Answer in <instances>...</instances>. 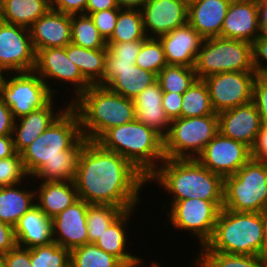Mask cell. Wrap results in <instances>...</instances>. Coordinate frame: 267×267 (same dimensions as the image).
I'll return each mask as SVG.
<instances>
[{
	"label": "cell",
	"instance_id": "24",
	"mask_svg": "<svg viewBox=\"0 0 267 267\" xmlns=\"http://www.w3.org/2000/svg\"><path fill=\"white\" fill-rule=\"evenodd\" d=\"M232 0H201L188 7V23L204 38L220 37Z\"/></svg>",
	"mask_w": 267,
	"mask_h": 267
},
{
	"label": "cell",
	"instance_id": "19",
	"mask_svg": "<svg viewBox=\"0 0 267 267\" xmlns=\"http://www.w3.org/2000/svg\"><path fill=\"white\" fill-rule=\"evenodd\" d=\"M260 34L257 0H232L220 37L253 43Z\"/></svg>",
	"mask_w": 267,
	"mask_h": 267
},
{
	"label": "cell",
	"instance_id": "43",
	"mask_svg": "<svg viewBox=\"0 0 267 267\" xmlns=\"http://www.w3.org/2000/svg\"><path fill=\"white\" fill-rule=\"evenodd\" d=\"M144 40L107 43V52L114 58L125 61H135Z\"/></svg>",
	"mask_w": 267,
	"mask_h": 267
},
{
	"label": "cell",
	"instance_id": "23",
	"mask_svg": "<svg viewBox=\"0 0 267 267\" xmlns=\"http://www.w3.org/2000/svg\"><path fill=\"white\" fill-rule=\"evenodd\" d=\"M53 104L54 102L51 100L43 108L14 120L12 136L17 153H21L29 146L70 106V103L66 104L67 106L65 105L63 110L57 109L58 112H55Z\"/></svg>",
	"mask_w": 267,
	"mask_h": 267
},
{
	"label": "cell",
	"instance_id": "61",
	"mask_svg": "<svg viewBox=\"0 0 267 267\" xmlns=\"http://www.w3.org/2000/svg\"><path fill=\"white\" fill-rule=\"evenodd\" d=\"M0 267H6L2 257H0Z\"/></svg>",
	"mask_w": 267,
	"mask_h": 267
},
{
	"label": "cell",
	"instance_id": "38",
	"mask_svg": "<svg viewBox=\"0 0 267 267\" xmlns=\"http://www.w3.org/2000/svg\"><path fill=\"white\" fill-rule=\"evenodd\" d=\"M197 257L206 267H267L264 256L220 252H199Z\"/></svg>",
	"mask_w": 267,
	"mask_h": 267
},
{
	"label": "cell",
	"instance_id": "62",
	"mask_svg": "<svg viewBox=\"0 0 267 267\" xmlns=\"http://www.w3.org/2000/svg\"><path fill=\"white\" fill-rule=\"evenodd\" d=\"M143 264L141 263V264H139L138 266H136V267H146V265L144 266H142ZM149 267H153V262L151 263V265H149Z\"/></svg>",
	"mask_w": 267,
	"mask_h": 267
},
{
	"label": "cell",
	"instance_id": "51",
	"mask_svg": "<svg viewBox=\"0 0 267 267\" xmlns=\"http://www.w3.org/2000/svg\"><path fill=\"white\" fill-rule=\"evenodd\" d=\"M14 118L10 108L0 99V136L12 135Z\"/></svg>",
	"mask_w": 267,
	"mask_h": 267
},
{
	"label": "cell",
	"instance_id": "44",
	"mask_svg": "<svg viewBox=\"0 0 267 267\" xmlns=\"http://www.w3.org/2000/svg\"><path fill=\"white\" fill-rule=\"evenodd\" d=\"M252 102L260 114L262 123L267 124V76L256 75L253 83Z\"/></svg>",
	"mask_w": 267,
	"mask_h": 267
},
{
	"label": "cell",
	"instance_id": "5",
	"mask_svg": "<svg viewBox=\"0 0 267 267\" xmlns=\"http://www.w3.org/2000/svg\"><path fill=\"white\" fill-rule=\"evenodd\" d=\"M96 142L127 159L147 178L165 159L164 140L136 119L110 128Z\"/></svg>",
	"mask_w": 267,
	"mask_h": 267
},
{
	"label": "cell",
	"instance_id": "29",
	"mask_svg": "<svg viewBox=\"0 0 267 267\" xmlns=\"http://www.w3.org/2000/svg\"><path fill=\"white\" fill-rule=\"evenodd\" d=\"M51 8V0H0V20L30 28Z\"/></svg>",
	"mask_w": 267,
	"mask_h": 267
},
{
	"label": "cell",
	"instance_id": "27",
	"mask_svg": "<svg viewBox=\"0 0 267 267\" xmlns=\"http://www.w3.org/2000/svg\"><path fill=\"white\" fill-rule=\"evenodd\" d=\"M157 81V75L143 70L136 64L131 68L113 69L99 84L123 97L134 99L148 86Z\"/></svg>",
	"mask_w": 267,
	"mask_h": 267
},
{
	"label": "cell",
	"instance_id": "46",
	"mask_svg": "<svg viewBox=\"0 0 267 267\" xmlns=\"http://www.w3.org/2000/svg\"><path fill=\"white\" fill-rule=\"evenodd\" d=\"M2 259L6 267H32L30 249L18 245L2 256Z\"/></svg>",
	"mask_w": 267,
	"mask_h": 267
},
{
	"label": "cell",
	"instance_id": "9",
	"mask_svg": "<svg viewBox=\"0 0 267 267\" xmlns=\"http://www.w3.org/2000/svg\"><path fill=\"white\" fill-rule=\"evenodd\" d=\"M218 132V115L171 120L168 136L164 139V156L196 158Z\"/></svg>",
	"mask_w": 267,
	"mask_h": 267
},
{
	"label": "cell",
	"instance_id": "53",
	"mask_svg": "<svg viewBox=\"0 0 267 267\" xmlns=\"http://www.w3.org/2000/svg\"><path fill=\"white\" fill-rule=\"evenodd\" d=\"M132 65H135V61H125L114 59L108 52L105 58V66L103 79L113 70V69H125L131 68Z\"/></svg>",
	"mask_w": 267,
	"mask_h": 267
},
{
	"label": "cell",
	"instance_id": "13",
	"mask_svg": "<svg viewBox=\"0 0 267 267\" xmlns=\"http://www.w3.org/2000/svg\"><path fill=\"white\" fill-rule=\"evenodd\" d=\"M35 64L30 29L0 20V75L34 71Z\"/></svg>",
	"mask_w": 267,
	"mask_h": 267
},
{
	"label": "cell",
	"instance_id": "30",
	"mask_svg": "<svg viewBox=\"0 0 267 267\" xmlns=\"http://www.w3.org/2000/svg\"><path fill=\"white\" fill-rule=\"evenodd\" d=\"M18 185L0 187V220L12 227L36 205L35 188L22 190Z\"/></svg>",
	"mask_w": 267,
	"mask_h": 267
},
{
	"label": "cell",
	"instance_id": "26",
	"mask_svg": "<svg viewBox=\"0 0 267 267\" xmlns=\"http://www.w3.org/2000/svg\"><path fill=\"white\" fill-rule=\"evenodd\" d=\"M134 209L123 211L94 243L108 254L116 257L125 267H136L143 261L125 249L127 246V222Z\"/></svg>",
	"mask_w": 267,
	"mask_h": 267
},
{
	"label": "cell",
	"instance_id": "63",
	"mask_svg": "<svg viewBox=\"0 0 267 267\" xmlns=\"http://www.w3.org/2000/svg\"><path fill=\"white\" fill-rule=\"evenodd\" d=\"M153 267H161V265L159 263H157V262L156 263L154 262L153 263Z\"/></svg>",
	"mask_w": 267,
	"mask_h": 267
},
{
	"label": "cell",
	"instance_id": "59",
	"mask_svg": "<svg viewBox=\"0 0 267 267\" xmlns=\"http://www.w3.org/2000/svg\"><path fill=\"white\" fill-rule=\"evenodd\" d=\"M262 37L267 38V24L261 29V34Z\"/></svg>",
	"mask_w": 267,
	"mask_h": 267
},
{
	"label": "cell",
	"instance_id": "12",
	"mask_svg": "<svg viewBox=\"0 0 267 267\" xmlns=\"http://www.w3.org/2000/svg\"><path fill=\"white\" fill-rule=\"evenodd\" d=\"M256 71L223 72L209 75L206 83L211 104L218 114L222 111L252 102Z\"/></svg>",
	"mask_w": 267,
	"mask_h": 267
},
{
	"label": "cell",
	"instance_id": "60",
	"mask_svg": "<svg viewBox=\"0 0 267 267\" xmlns=\"http://www.w3.org/2000/svg\"><path fill=\"white\" fill-rule=\"evenodd\" d=\"M194 263V267H206L197 257Z\"/></svg>",
	"mask_w": 267,
	"mask_h": 267
},
{
	"label": "cell",
	"instance_id": "10",
	"mask_svg": "<svg viewBox=\"0 0 267 267\" xmlns=\"http://www.w3.org/2000/svg\"><path fill=\"white\" fill-rule=\"evenodd\" d=\"M5 75H0V99L10 108L14 120L53 100L54 95L34 71Z\"/></svg>",
	"mask_w": 267,
	"mask_h": 267
},
{
	"label": "cell",
	"instance_id": "50",
	"mask_svg": "<svg viewBox=\"0 0 267 267\" xmlns=\"http://www.w3.org/2000/svg\"><path fill=\"white\" fill-rule=\"evenodd\" d=\"M17 245L14 227L0 220V257Z\"/></svg>",
	"mask_w": 267,
	"mask_h": 267
},
{
	"label": "cell",
	"instance_id": "17",
	"mask_svg": "<svg viewBox=\"0 0 267 267\" xmlns=\"http://www.w3.org/2000/svg\"><path fill=\"white\" fill-rule=\"evenodd\" d=\"M262 121L253 102L218 113V130L228 138L253 148Z\"/></svg>",
	"mask_w": 267,
	"mask_h": 267
},
{
	"label": "cell",
	"instance_id": "6",
	"mask_svg": "<svg viewBox=\"0 0 267 267\" xmlns=\"http://www.w3.org/2000/svg\"><path fill=\"white\" fill-rule=\"evenodd\" d=\"M200 252L264 256L260 213L236 212L222 208L212 237L201 247Z\"/></svg>",
	"mask_w": 267,
	"mask_h": 267
},
{
	"label": "cell",
	"instance_id": "7",
	"mask_svg": "<svg viewBox=\"0 0 267 267\" xmlns=\"http://www.w3.org/2000/svg\"><path fill=\"white\" fill-rule=\"evenodd\" d=\"M266 206V163L251 158L234 175L224 177V209L260 213Z\"/></svg>",
	"mask_w": 267,
	"mask_h": 267
},
{
	"label": "cell",
	"instance_id": "22",
	"mask_svg": "<svg viewBox=\"0 0 267 267\" xmlns=\"http://www.w3.org/2000/svg\"><path fill=\"white\" fill-rule=\"evenodd\" d=\"M163 91L158 81L138 94L134 99L136 120L148 126L163 140L168 136L171 120L162 107Z\"/></svg>",
	"mask_w": 267,
	"mask_h": 267
},
{
	"label": "cell",
	"instance_id": "15",
	"mask_svg": "<svg viewBox=\"0 0 267 267\" xmlns=\"http://www.w3.org/2000/svg\"><path fill=\"white\" fill-rule=\"evenodd\" d=\"M196 159L211 172L224 178L234 175L251 159V149L218 132Z\"/></svg>",
	"mask_w": 267,
	"mask_h": 267
},
{
	"label": "cell",
	"instance_id": "11",
	"mask_svg": "<svg viewBox=\"0 0 267 267\" xmlns=\"http://www.w3.org/2000/svg\"><path fill=\"white\" fill-rule=\"evenodd\" d=\"M170 207L168 218L173 227L194 234L201 248L212 237L223 202L192 198L170 203Z\"/></svg>",
	"mask_w": 267,
	"mask_h": 267
},
{
	"label": "cell",
	"instance_id": "20",
	"mask_svg": "<svg viewBox=\"0 0 267 267\" xmlns=\"http://www.w3.org/2000/svg\"><path fill=\"white\" fill-rule=\"evenodd\" d=\"M169 65L194 67L204 38L189 24L158 37Z\"/></svg>",
	"mask_w": 267,
	"mask_h": 267
},
{
	"label": "cell",
	"instance_id": "58",
	"mask_svg": "<svg viewBox=\"0 0 267 267\" xmlns=\"http://www.w3.org/2000/svg\"><path fill=\"white\" fill-rule=\"evenodd\" d=\"M185 2V4L187 5V7L200 2L201 0H183Z\"/></svg>",
	"mask_w": 267,
	"mask_h": 267
},
{
	"label": "cell",
	"instance_id": "42",
	"mask_svg": "<svg viewBox=\"0 0 267 267\" xmlns=\"http://www.w3.org/2000/svg\"><path fill=\"white\" fill-rule=\"evenodd\" d=\"M121 8H113L91 13L89 16L105 41H107L116 26Z\"/></svg>",
	"mask_w": 267,
	"mask_h": 267
},
{
	"label": "cell",
	"instance_id": "52",
	"mask_svg": "<svg viewBox=\"0 0 267 267\" xmlns=\"http://www.w3.org/2000/svg\"><path fill=\"white\" fill-rule=\"evenodd\" d=\"M113 8H119L116 0H88L85 15Z\"/></svg>",
	"mask_w": 267,
	"mask_h": 267
},
{
	"label": "cell",
	"instance_id": "33",
	"mask_svg": "<svg viewBox=\"0 0 267 267\" xmlns=\"http://www.w3.org/2000/svg\"><path fill=\"white\" fill-rule=\"evenodd\" d=\"M147 38L141 10L139 9H120L116 26L107 43H122Z\"/></svg>",
	"mask_w": 267,
	"mask_h": 267
},
{
	"label": "cell",
	"instance_id": "41",
	"mask_svg": "<svg viewBox=\"0 0 267 267\" xmlns=\"http://www.w3.org/2000/svg\"><path fill=\"white\" fill-rule=\"evenodd\" d=\"M26 177H28V174L20 153L16 152L11 157L0 159V187L23 185L21 181Z\"/></svg>",
	"mask_w": 267,
	"mask_h": 267
},
{
	"label": "cell",
	"instance_id": "40",
	"mask_svg": "<svg viewBox=\"0 0 267 267\" xmlns=\"http://www.w3.org/2000/svg\"><path fill=\"white\" fill-rule=\"evenodd\" d=\"M135 64L156 75L167 66L163 46L158 38H146L136 58Z\"/></svg>",
	"mask_w": 267,
	"mask_h": 267
},
{
	"label": "cell",
	"instance_id": "54",
	"mask_svg": "<svg viewBox=\"0 0 267 267\" xmlns=\"http://www.w3.org/2000/svg\"><path fill=\"white\" fill-rule=\"evenodd\" d=\"M16 153L14 148L13 136H0V159H5L13 156Z\"/></svg>",
	"mask_w": 267,
	"mask_h": 267
},
{
	"label": "cell",
	"instance_id": "1",
	"mask_svg": "<svg viewBox=\"0 0 267 267\" xmlns=\"http://www.w3.org/2000/svg\"><path fill=\"white\" fill-rule=\"evenodd\" d=\"M147 182L148 178L118 153L104 149L96 141H85L74 178L79 199L124 211L136 209Z\"/></svg>",
	"mask_w": 267,
	"mask_h": 267
},
{
	"label": "cell",
	"instance_id": "16",
	"mask_svg": "<svg viewBox=\"0 0 267 267\" xmlns=\"http://www.w3.org/2000/svg\"><path fill=\"white\" fill-rule=\"evenodd\" d=\"M140 10L148 38H158L188 23V7L183 0H148Z\"/></svg>",
	"mask_w": 267,
	"mask_h": 267
},
{
	"label": "cell",
	"instance_id": "4",
	"mask_svg": "<svg viewBox=\"0 0 267 267\" xmlns=\"http://www.w3.org/2000/svg\"><path fill=\"white\" fill-rule=\"evenodd\" d=\"M70 106L79 116L82 136L89 141H97L110 128L136 119L132 99L99 85H91Z\"/></svg>",
	"mask_w": 267,
	"mask_h": 267
},
{
	"label": "cell",
	"instance_id": "36",
	"mask_svg": "<svg viewBox=\"0 0 267 267\" xmlns=\"http://www.w3.org/2000/svg\"><path fill=\"white\" fill-rule=\"evenodd\" d=\"M123 211L113 205L90 204L86 217L88 243H95Z\"/></svg>",
	"mask_w": 267,
	"mask_h": 267
},
{
	"label": "cell",
	"instance_id": "39",
	"mask_svg": "<svg viewBox=\"0 0 267 267\" xmlns=\"http://www.w3.org/2000/svg\"><path fill=\"white\" fill-rule=\"evenodd\" d=\"M32 267H70V250L56 242L30 249Z\"/></svg>",
	"mask_w": 267,
	"mask_h": 267
},
{
	"label": "cell",
	"instance_id": "14",
	"mask_svg": "<svg viewBox=\"0 0 267 267\" xmlns=\"http://www.w3.org/2000/svg\"><path fill=\"white\" fill-rule=\"evenodd\" d=\"M34 72L46 83L52 94L55 92L52 90V86L48 84L50 79L58 80L59 83L64 81L73 84L72 86L75 88H73V92L76 97L71 100L72 102L91 86L83 77L79 68L73 63L71 57L67 56L65 47L38 50Z\"/></svg>",
	"mask_w": 267,
	"mask_h": 267
},
{
	"label": "cell",
	"instance_id": "55",
	"mask_svg": "<svg viewBox=\"0 0 267 267\" xmlns=\"http://www.w3.org/2000/svg\"><path fill=\"white\" fill-rule=\"evenodd\" d=\"M148 0H116L121 9H141Z\"/></svg>",
	"mask_w": 267,
	"mask_h": 267
},
{
	"label": "cell",
	"instance_id": "32",
	"mask_svg": "<svg viewBox=\"0 0 267 267\" xmlns=\"http://www.w3.org/2000/svg\"><path fill=\"white\" fill-rule=\"evenodd\" d=\"M218 115L212 107L209 90L203 79H196L183 93L181 117Z\"/></svg>",
	"mask_w": 267,
	"mask_h": 267
},
{
	"label": "cell",
	"instance_id": "28",
	"mask_svg": "<svg viewBox=\"0 0 267 267\" xmlns=\"http://www.w3.org/2000/svg\"><path fill=\"white\" fill-rule=\"evenodd\" d=\"M39 183L40 187L35 189V199L38 201L35 202L48 218L53 219L79 199L74 181Z\"/></svg>",
	"mask_w": 267,
	"mask_h": 267
},
{
	"label": "cell",
	"instance_id": "18",
	"mask_svg": "<svg viewBox=\"0 0 267 267\" xmlns=\"http://www.w3.org/2000/svg\"><path fill=\"white\" fill-rule=\"evenodd\" d=\"M89 205L78 199L52 219L54 242L69 250L88 244L86 217Z\"/></svg>",
	"mask_w": 267,
	"mask_h": 267
},
{
	"label": "cell",
	"instance_id": "37",
	"mask_svg": "<svg viewBox=\"0 0 267 267\" xmlns=\"http://www.w3.org/2000/svg\"><path fill=\"white\" fill-rule=\"evenodd\" d=\"M194 67L167 65L157 75L163 92L183 94L196 80Z\"/></svg>",
	"mask_w": 267,
	"mask_h": 267
},
{
	"label": "cell",
	"instance_id": "49",
	"mask_svg": "<svg viewBox=\"0 0 267 267\" xmlns=\"http://www.w3.org/2000/svg\"><path fill=\"white\" fill-rule=\"evenodd\" d=\"M251 158L267 164V124L262 123L256 142L251 149Z\"/></svg>",
	"mask_w": 267,
	"mask_h": 267
},
{
	"label": "cell",
	"instance_id": "34",
	"mask_svg": "<svg viewBox=\"0 0 267 267\" xmlns=\"http://www.w3.org/2000/svg\"><path fill=\"white\" fill-rule=\"evenodd\" d=\"M71 43L87 49H104L107 42L103 39L90 16L71 15Z\"/></svg>",
	"mask_w": 267,
	"mask_h": 267
},
{
	"label": "cell",
	"instance_id": "48",
	"mask_svg": "<svg viewBox=\"0 0 267 267\" xmlns=\"http://www.w3.org/2000/svg\"><path fill=\"white\" fill-rule=\"evenodd\" d=\"M88 0H51V8L69 15L85 14Z\"/></svg>",
	"mask_w": 267,
	"mask_h": 267
},
{
	"label": "cell",
	"instance_id": "25",
	"mask_svg": "<svg viewBox=\"0 0 267 267\" xmlns=\"http://www.w3.org/2000/svg\"><path fill=\"white\" fill-rule=\"evenodd\" d=\"M17 245L25 248L47 245L53 242L52 219L35 205L28 210L14 227Z\"/></svg>",
	"mask_w": 267,
	"mask_h": 267
},
{
	"label": "cell",
	"instance_id": "31",
	"mask_svg": "<svg viewBox=\"0 0 267 267\" xmlns=\"http://www.w3.org/2000/svg\"><path fill=\"white\" fill-rule=\"evenodd\" d=\"M68 57L79 68L83 77L91 85H99L103 80L107 47L104 49H87L73 43L65 46Z\"/></svg>",
	"mask_w": 267,
	"mask_h": 267
},
{
	"label": "cell",
	"instance_id": "64",
	"mask_svg": "<svg viewBox=\"0 0 267 267\" xmlns=\"http://www.w3.org/2000/svg\"><path fill=\"white\" fill-rule=\"evenodd\" d=\"M264 259H265V263H266V266H267V251H266V253L264 255Z\"/></svg>",
	"mask_w": 267,
	"mask_h": 267
},
{
	"label": "cell",
	"instance_id": "56",
	"mask_svg": "<svg viewBox=\"0 0 267 267\" xmlns=\"http://www.w3.org/2000/svg\"><path fill=\"white\" fill-rule=\"evenodd\" d=\"M259 25L262 29L267 24V0H257Z\"/></svg>",
	"mask_w": 267,
	"mask_h": 267
},
{
	"label": "cell",
	"instance_id": "8",
	"mask_svg": "<svg viewBox=\"0 0 267 267\" xmlns=\"http://www.w3.org/2000/svg\"><path fill=\"white\" fill-rule=\"evenodd\" d=\"M194 69L197 79L223 72L255 71L252 43L222 37L204 39Z\"/></svg>",
	"mask_w": 267,
	"mask_h": 267
},
{
	"label": "cell",
	"instance_id": "2",
	"mask_svg": "<svg viewBox=\"0 0 267 267\" xmlns=\"http://www.w3.org/2000/svg\"><path fill=\"white\" fill-rule=\"evenodd\" d=\"M85 141L79 116L69 106L20 153L28 176L42 182L74 181Z\"/></svg>",
	"mask_w": 267,
	"mask_h": 267
},
{
	"label": "cell",
	"instance_id": "21",
	"mask_svg": "<svg viewBox=\"0 0 267 267\" xmlns=\"http://www.w3.org/2000/svg\"><path fill=\"white\" fill-rule=\"evenodd\" d=\"M35 52L71 43V15L50 8L29 28Z\"/></svg>",
	"mask_w": 267,
	"mask_h": 267
},
{
	"label": "cell",
	"instance_id": "35",
	"mask_svg": "<svg viewBox=\"0 0 267 267\" xmlns=\"http://www.w3.org/2000/svg\"><path fill=\"white\" fill-rule=\"evenodd\" d=\"M70 267H125L116 257L94 243L70 250Z\"/></svg>",
	"mask_w": 267,
	"mask_h": 267
},
{
	"label": "cell",
	"instance_id": "57",
	"mask_svg": "<svg viewBox=\"0 0 267 267\" xmlns=\"http://www.w3.org/2000/svg\"><path fill=\"white\" fill-rule=\"evenodd\" d=\"M263 227L264 255L267 251V206L260 212Z\"/></svg>",
	"mask_w": 267,
	"mask_h": 267
},
{
	"label": "cell",
	"instance_id": "47",
	"mask_svg": "<svg viewBox=\"0 0 267 267\" xmlns=\"http://www.w3.org/2000/svg\"><path fill=\"white\" fill-rule=\"evenodd\" d=\"M183 94L175 92H164L162 96V107L170 120L181 117Z\"/></svg>",
	"mask_w": 267,
	"mask_h": 267
},
{
	"label": "cell",
	"instance_id": "45",
	"mask_svg": "<svg viewBox=\"0 0 267 267\" xmlns=\"http://www.w3.org/2000/svg\"><path fill=\"white\" fill-rule=\"evenodd\" d=\"M253 67L258 75L267 76V38L259 35L252 43ZM265 61V65H263ZM262 62V63H261Z\"/></svg>",
	"mask_w": 267,
	"mask_h": 267
},
{
	"label": "cell",
	"instance_id": "3",
	"mask_svg": "<svg viewBox=\"0 0 267 267\" xmlns=\"http://www.w3.org/2000/svg\"><path fill=\"white\" fill-rule=\"evenodd\" d=\"M154 180L172 194L171 203L192 198L223 202L224 178L196 158H165L148 177V183Z\"/></svg>",
	"mask_w": 267,
	"mask_h": 267
}]
</instances>
